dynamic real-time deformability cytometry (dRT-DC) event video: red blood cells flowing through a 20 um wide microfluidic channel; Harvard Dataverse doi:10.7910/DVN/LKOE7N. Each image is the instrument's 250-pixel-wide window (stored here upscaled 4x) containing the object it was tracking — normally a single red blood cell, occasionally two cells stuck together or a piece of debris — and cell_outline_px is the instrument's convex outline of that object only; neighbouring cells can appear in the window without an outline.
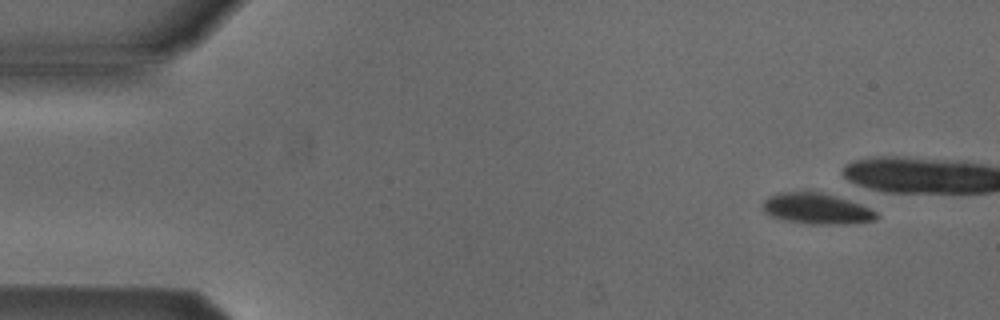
{"species": "Egyptian fruit bat (a non-hibernating species)", "species_latin": "Rousettus aegyptiacus", "temperature_condition": "cold", "stored_images_in_passage": 3, "camera_frame_rate_fps": 3000, "um_per_image_px": 0.085, "animal": {"sex": "male"}, "frame": {"image": 1, "passage_image": 1, "time_ms": 0.0, "image_size_px": [1000, 320], "cell_outline_px": [[876, 216], [872, 220], [844, 224], [812, 224], [784, 220], [772, 216], [764, 208], [764, 200], [768, 196], [776, 192], [820, 192], [836, 196], [860, 204], [876, 212]], "centroid_in_image_um": [69.37, 17.72], "position_along_channel_um": 15.6, "area_um2": 19.94}}